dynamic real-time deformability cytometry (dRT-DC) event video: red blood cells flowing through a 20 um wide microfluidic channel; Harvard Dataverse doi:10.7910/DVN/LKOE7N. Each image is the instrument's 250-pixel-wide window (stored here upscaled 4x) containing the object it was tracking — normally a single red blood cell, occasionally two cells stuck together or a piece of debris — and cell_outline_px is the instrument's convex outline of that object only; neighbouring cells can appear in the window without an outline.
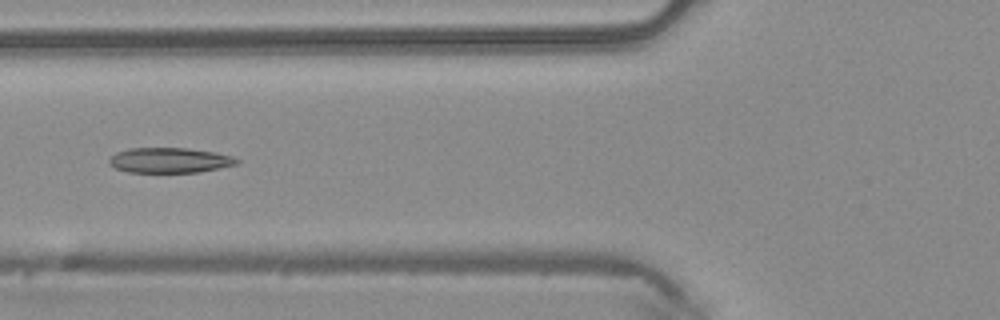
{"species": "common noctule bat (a hibernating species)", "species_latin": "Nyctalus noctula", "temperature_condition": "warm", "stored_images_in_passage": 7, "camera_frame_rate_fps": 3000, "um_per_image_px": 0.085, "animal": {"sex": "male", "body_mass_g": 20.4}, "frame": {"image": 1, "passage_image": 6, "time_ms": 1.667, "image_size_px": [1000, 320], "cell_outline_px": [[240, 164], [200, 172], [128, 172], [116, 168], [108, 164], [108, 160], [116, 152], [128, 148], [188, 148], [216, 152], [232, 156], [240, 160]], "centroid_in_image_um": [14.45, 13.62], "position_along_channel_um": 111.4, "area_um2": 18.9}}
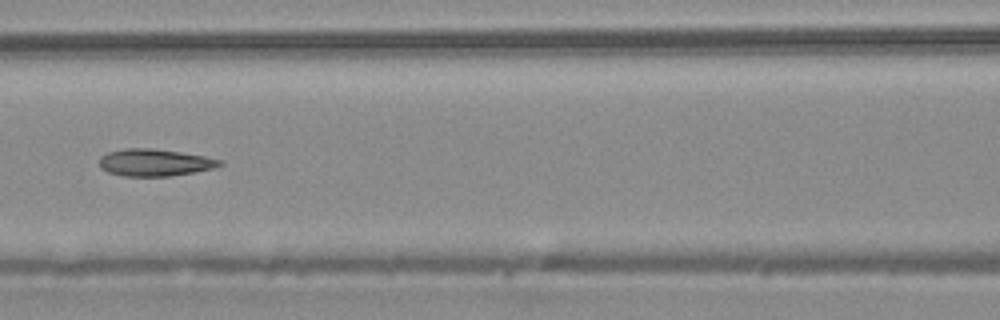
{"frame": {"image": 2, "passage_image": 7, "time_ms": 2.0, "image_size_px": [1000, 320], "cell_outline_px": [[224, 164], [212, 168], [192, 172], [168, 176], [124, 176], [108, 172], [100, 168], [100, 156], [108, 152], [124, 148], [152, 148], [180, 152], [204, 156], [224, 160]], "centroid_in_image_um": [13.14, 13.8], "position_along_channel_um": 153.5, "area_um2": 18.96}}